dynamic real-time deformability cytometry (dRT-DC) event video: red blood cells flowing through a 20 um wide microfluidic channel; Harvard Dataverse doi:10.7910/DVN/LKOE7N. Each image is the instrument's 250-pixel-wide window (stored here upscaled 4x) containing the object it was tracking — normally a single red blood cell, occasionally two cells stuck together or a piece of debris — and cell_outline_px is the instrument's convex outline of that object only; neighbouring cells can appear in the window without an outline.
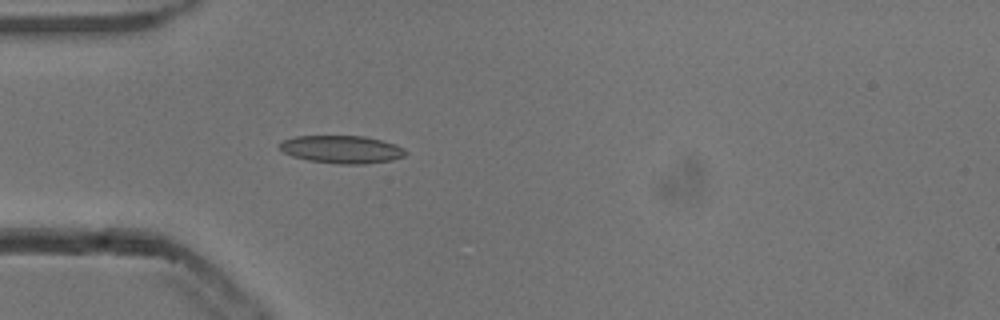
{"species": "common noctule bat (a hibernating species)", "species_latin": "Nyctalus noctula", "temperature_condition": "cold", "stored_images_in_passage": 5, "camera_frame_rate_fps": 3000, "um_per_image_px": 0.085, "animal": {"sex": "male", "body_mass_g": 13.3}, "frame": {"image": 1, "passage_image": 1, "time_ms": 0.0, "image_size_px": [1000, 320], "cell_outline_px": [[408, 152], [404, 156], [392, 160], [364, 164], [340, 164], [308, 160], [292, 156], [276, 148], [276, 144], [284, 140], [296, 136], [364, 136], [396, 144], [404, 148]], "centroid_in_image_um": [29.02, 12.7], "position_along_channel_um": 56.0, "area_um2": 20.52}}